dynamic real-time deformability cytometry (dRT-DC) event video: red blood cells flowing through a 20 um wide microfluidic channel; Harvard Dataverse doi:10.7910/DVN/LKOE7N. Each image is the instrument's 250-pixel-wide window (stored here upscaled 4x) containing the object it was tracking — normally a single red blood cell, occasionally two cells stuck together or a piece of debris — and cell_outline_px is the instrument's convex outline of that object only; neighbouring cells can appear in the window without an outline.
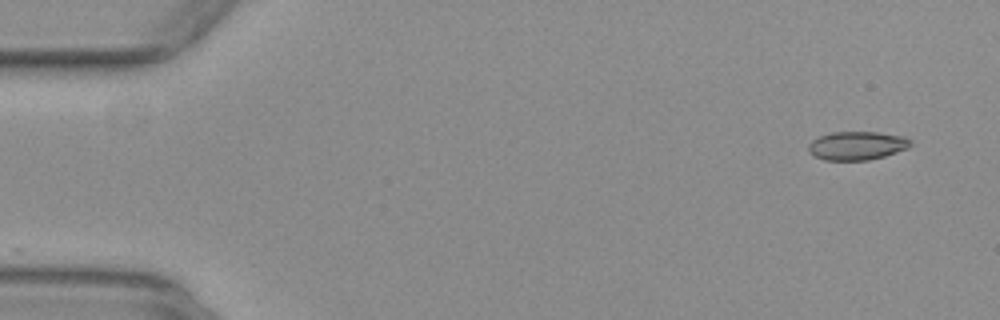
{"species": "common noctule bat (a hibernating species)", "species_latin": "Nyctalus noctula", "temperature_condition": "warm", "stored_images_in_passage": 51, "camera_frame_rate_fps": 3000, "um_per_image_px": 0.085, "animal": {"sex": "female", "body_mass_g": 29.2, "forearm_length_mm": 56.3}, "frame": {"image": 1, "passage_image": 1, "time_ms": 0.0, "image_size_px": [1000, 320], "cell_outline_px": [[912, 144], [908, 148], [884, 156], [868, 160], [824, 160], [808, 152], [808, 144], [812, 140], [820, 136], [832, 132], [880, 132], [904, 136], [912, 140]], "centroid_in_image_um": [72.86, 12.37], "position_along_channel_um": 12.1, "area_um2": 17.05}}
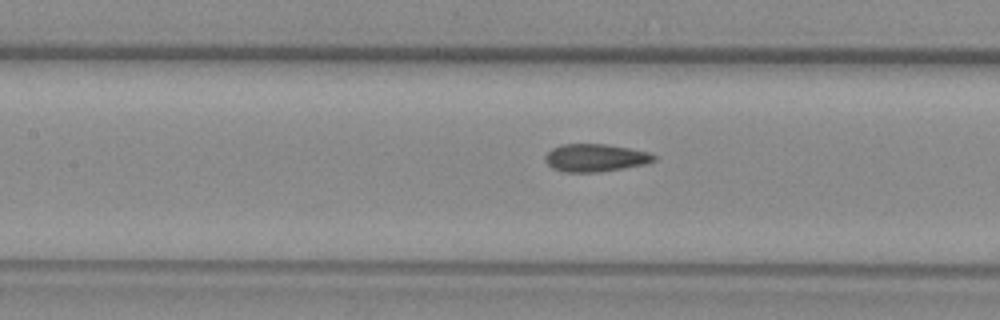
{"frame": {"image": 2, "passage_image": 22, "time_ms": 7.0, "image_size_px": [1000, 320], "cell_outline_px": [[656, 160], [648, 164], [600, 172], [564, 172], [552, 168], [544, 160], [544, 156], [552, 148], [560, 144], [608, 144], [648, 152], [656, 156]], "centroid_in_image_um": [50.6, 13.41], "position_along_channel_um": 156.8, "area_um2": 17.74}}
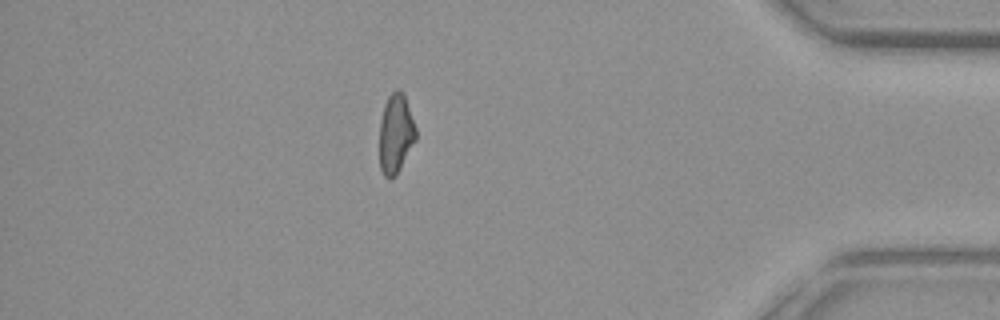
{"frame": {"image": 3, "passage_image": 44, "time_ms": 14.333, "image_size_px": [1000, 320], "cell_outline_px": [[416, 140], [396, 176], [388, 180], [384, 176], [380, 168], [380, 120], [384, 104], [388, 96], [396, 88], [400, 88], [404, 92], [416, 128]], "centroid_in_image_um": [33.64, 11.34], "position_along_channel_um": 401.6, "area_um2": 17.11}, "authors_computed_cell_mechanics": {"area_um2": 17.5134, "velocity_mm_per_s": 3.9257, "shape_relaxation_time_tau1_ms": null, "shape_relaxation_time_tau2_ms": 1.8761, "deformation_change_tau1": null, "deformation_change_tau2": 0.0677}}